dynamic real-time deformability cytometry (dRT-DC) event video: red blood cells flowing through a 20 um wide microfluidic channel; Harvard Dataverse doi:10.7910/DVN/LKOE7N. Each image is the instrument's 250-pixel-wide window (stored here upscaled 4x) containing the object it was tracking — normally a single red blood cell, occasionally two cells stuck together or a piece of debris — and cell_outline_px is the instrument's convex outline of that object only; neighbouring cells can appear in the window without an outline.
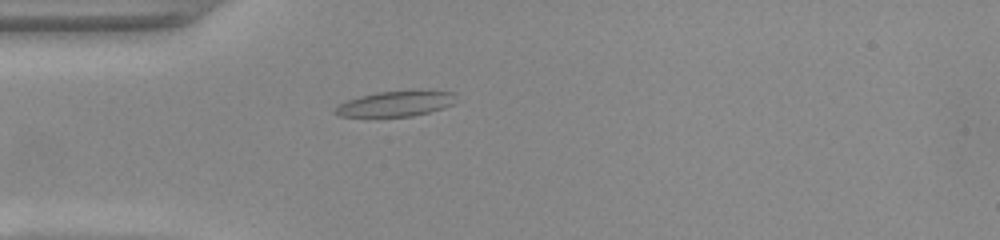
{"species": "common noctule bat (a hibernating species)", "species_latin": "Nyctalus noctula", "temperature_condition": "warm", "stored_images_in_passage": 37, "camera_frame_rate_fps": 3000, "um_per_image_px": 0.085, "animal": {"sex": "female", "body_mass_g": 22.0, "forearm_length_mm": 56.7}, "frame": {"image": 1, "passage_image": 1, "time_ms": 0.0, "image_size_px": [1000, 240], "cell_outline_px": [[456, 92], [452, 104], [444, 108], [412, 116], [336, 116], [332, 112], [340, 104], [348, 100], [360, 96], [376, 92]], "centroid_in_image_um": [33.57, 8.84], "position_along_channel_um": 51.4, "area_um2": 17.17}}
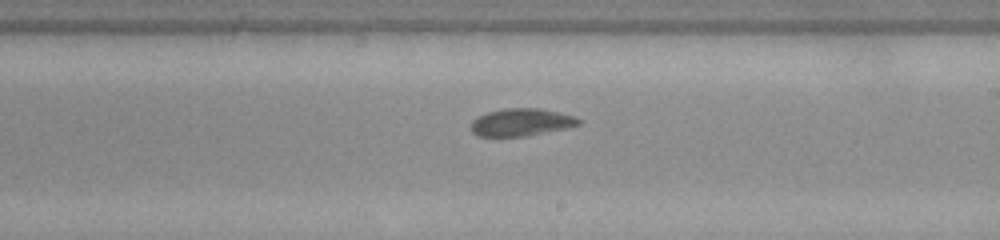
{"frame": {"image": 2, "passage_image": 16, "time_ms": 5.0, "image_size_px": [1000, 240], "cell_outline_px": [[580, 124], [564, 128], [524, 136], [476, 136], [472, 132], [472, 120], [476, 116], [488, 112], [508, 108], [536, 108], [556, 112], [572, 116], [580, 120]], "centroid_in_image_um": [44.23, 10.39], "position_along_channel_um": 244.8, "area_um2": 16.82}}
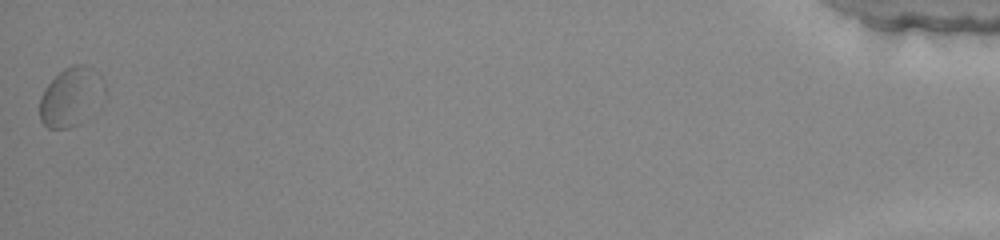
{"frame": {"image": 3, "passage_image": 37, "time_ms": 12.0, "image_size_px": [1000, 240], "cell_outline_px": [[100, 76], [76, 124], [68, 128], [48, 128], [40, 120], [40, 96], [48, 84], [64, 68], [72, 64], [84, 64], [92, 68]], "centroid_in_image_um": [5.72, 8.17], "position_along_channel_um": 429.5, "area_um2": 18.96}, "authors_computed_cell_mechanics": {"area_um2": 17.5712, "velocity_mm_per_s": 4.0509, "shape_relaxation_time_tau1_ms": 3.8667, "shape_relaxation_time_tau2_ms": 1.9576, "deformation_change_tau1": 0.1212, "deformation_change_tau2": 0.0414}}